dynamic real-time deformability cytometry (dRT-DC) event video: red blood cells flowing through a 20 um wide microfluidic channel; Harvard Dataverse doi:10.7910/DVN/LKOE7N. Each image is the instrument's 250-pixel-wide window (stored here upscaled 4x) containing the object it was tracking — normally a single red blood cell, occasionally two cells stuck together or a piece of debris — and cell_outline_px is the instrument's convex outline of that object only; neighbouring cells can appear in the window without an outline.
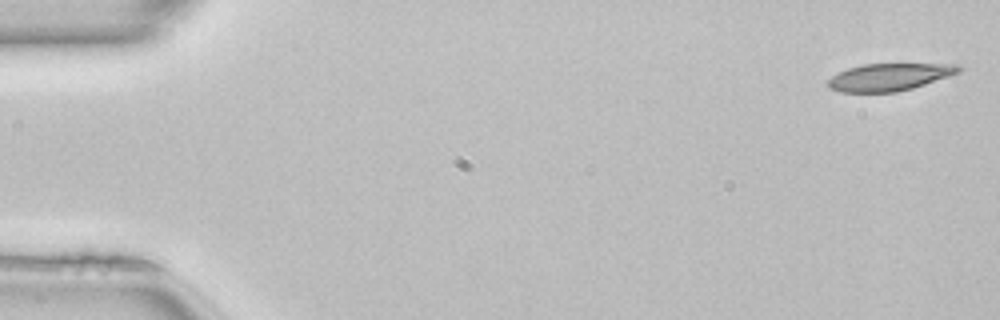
{"species": "common noctule bat (a hibernating species)", "species_latin": "Nyctalus noctula", "temperature_condition": "room temperature", "stored_images_in_passage": 50, "camera_frame_rate_fps": 3000, "um_per_image_px": 0.085, "animal": {"sex": "female", "body_mass_g": 22.7, "forearm_length_mm": 54.2}, "frame": {"image": 1, "passage_image": 1, "time_ms": 0.0, "image_size_px": [1000, 320], "cell_outline_px": [[964, 68], [960, 72], [912, 88], [896, 92], [840, 92], [828, 88], [828, 80], [832, 76], [848, 68], [864, 64], [960, 64]], "centroid_in_image_um": [75.6, 6.54], "position_along_channel_um": 9.4, "area_um2": 20.69}}
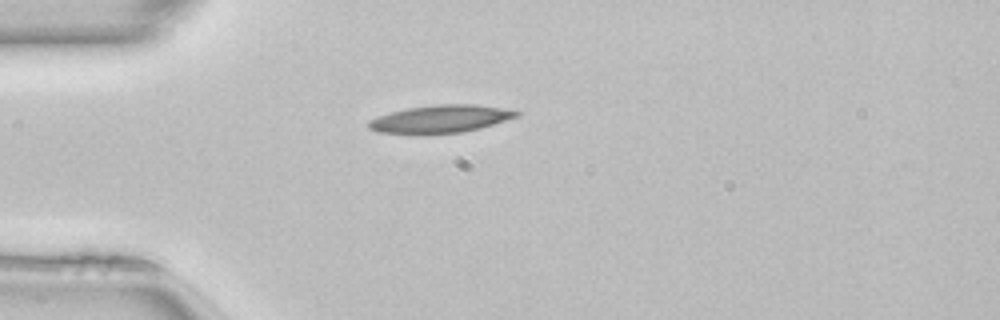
{"frame": {"image": 2, "passage_image": 13, "time_ms": 4.0, "image_size_px": [1000, 320], "cell_outline_px": [[520, 116], [480, 128], [464, 132], [376, 132], [368, 128], [368, 120], [376, 116], [408, 108], [436, 104], [472, 104], [500, 108], [520, 112]], "centroid_in_image_um": [37.45, 10.08], "position_along_channel_um": 47.5, "area_um2": 23.18}}
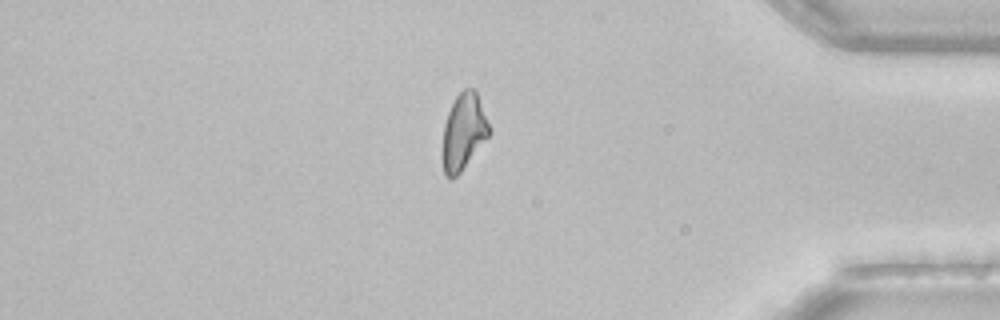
{"frame": {"image": 3, "passage_image": 42, "time_ms": 13.667, "image_size_px": [1000, 320], "cell_outline_px": [[492, 132], [460, 172], [452, 180], [448, 180], [444, 176], [444, 124], [448, 112], [456, 96], [464, 88], [472, 88], [476, 92]], "centroid_in_image_um": [39.42, 11.21], "position_along_channel_um": 395.8, "area_um2": 20.29}}